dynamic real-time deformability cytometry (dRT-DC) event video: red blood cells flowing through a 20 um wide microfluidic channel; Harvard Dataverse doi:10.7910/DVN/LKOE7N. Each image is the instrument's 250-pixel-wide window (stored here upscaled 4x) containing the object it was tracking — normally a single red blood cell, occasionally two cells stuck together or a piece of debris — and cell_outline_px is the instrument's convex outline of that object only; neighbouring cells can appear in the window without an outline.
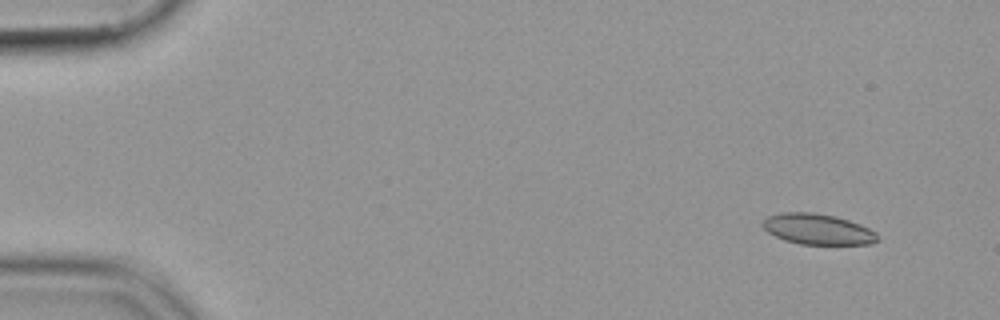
{"species": "common noctule bat (a hibernating species)", "species_latin": "Nyctalus noctula", "temperature_condition": "cold", "stored_images_in_passage": 51, "camera_frame_rate_fps": 3000, "um_per_image_px": 0.085, "animal": {"sex": "female", "body_mass_g": 19.9}, "frame": {"image": 1, "passage_image": 1, "time_ms": 0.0, "image_size_px": [1000, 320], "cell_outline_px": [[876, 240], [872, 244], [800, 244], [784, 240], [768, 232], [764, 228], [764, 220], [768, 216], [784, 212], [812, 212], [836, 216], [860, 224], [876, 232]], "centroid_in_image_um": [69.51, 19.48], "position_along_channel_um": 15.5, "area_um2": 20.29}}
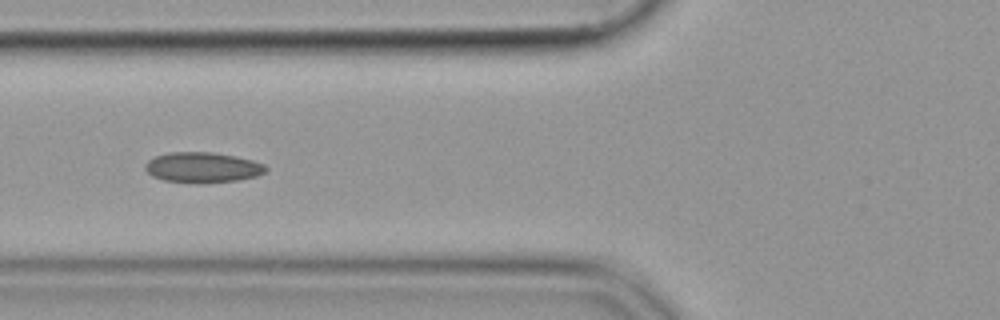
{"frame": {"image": 2, "passage_image": 18, "time_ms": 5.667, "image_size_px": [1000, 320], "cell_outline_px": [[268, 168], [264, 172], [256, 176], [236, 180], [200, 184], [196, 184], [164, 180], [152, 176], [144, 168], [144, 164], [148, 160], [156, 156], [168, 152], [212, 152], [236, 156], [252, 160], [264, 164]], "centroid_in_image_um": [17.19, 14.23], "position_along_channel_um": 108.6, "area_um2": 21.5}}
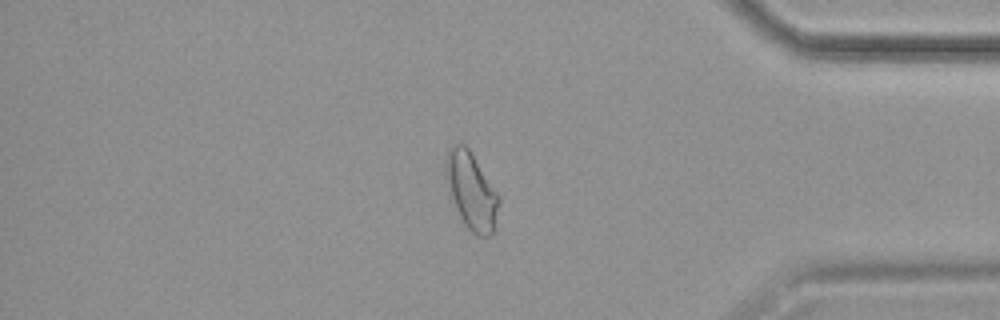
{"frame": {"image": 3, "passage_image": 43, "time_ms": 14.0, "image_size_px": [1000, 320], "cell_outline_px": [[500, 200], [496, 232], [488, 236], [476, 236], [468, 228], [456, 208], [452, 196], [444, 168], [444, 160], [448, 148], [456, 144], [464, 144], [468, 148], [500, 196]], "centroid_in_image_um": [40.11, 16.25], "position_along_channel_um": 395.1, "area_um2": 23.7}}